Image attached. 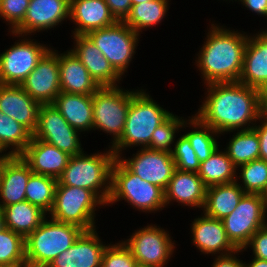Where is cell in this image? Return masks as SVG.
<instances>
[{
	"mask_svg": "<svg viewBox=\"0 0 267 267\" xmlns=\"http://www.w3.org/2000/svg\"><path fill=\"white\" fill-rule=\"evenodd\" d=\"M206 86L207 97L195 114L203 124L219 134L254 127L250 123L254 125L261 114L257 88L240 82L210 83Z\"/></svg>",
	"mask_w": 267,
	"mask_h": 267,
	"instance_id": "cell-1",
	"label": "cell"
},
{
	"mask_svg": "<svg viewBox=\"0 0 267 267\" xmlns=\"http://www.w3.org/2000/svg\"><path fill=\"white\" fill-rule=\"evenodd\" d=\"M211 26L196 61L204 83L238 82L248 35L214 24Z\"/></svg>",
	"mask_w": 267,
	"mask_h": 267,
	"instance_id": "cell-2",
	"label": "cell"
},
{
	"mask_svg": "<svg viewBox=\"0 0 267 267\" xmlns=\"http://www.w3.org/2000/svg\"><path fill=\"white\" fill-rule=\"evenodd\" d=\"M171 114L143 90L130 91V106L124 131L121 138L111 146L115 157L118 158L125 147L141 145L142 148H149L153 132Z\"/></svg>",
	"mask_w": 267,
	"mask_h": 267,
	"instance_id": "cell-3",
	"label": "cell"
},
{
	"mask_svg": "<svg viewBox=\"0 0 267 267\" xmlns=\"http://www.w3.org/2000/svg\"><path fill=\"white\" fill-rule=\"evenodd\" d=\"M115 159L111 148L103 154L86 155L83 151L70 156L57 184L89 189L107 205L111 193V168Z\"/></svg>",
	"mask_w": 267,
	"mask_h": 267,
	"instance_id": "cell-4",
	"label": "cell"
},
{
	"mask_svg": "<svg viewBox=\"0 0 267 267\" xmlns=\"http://www.w3.org/2000/svg\"><path fill=\"white\" fill-rule=\"evenodd\" d=\"M84 232L80 227L54 219L41 225L25 238V259L28 267H48L62 252L70 248Z\"/></svg>",
	"mask_w": 267,
	"mask_h": 267,
	"instance_id": "cell-5",
	"label": "cell"
},
{
	"mask_svg": "<svg viewBox=\"0 0 267 267\" xmlns=\"http://www.w3.org/2000/svg\"><path fill=\"white\" fill-rule=\"evenodd\" d=\"M120 199L143 212H154L166 206L164 191L160 187L142 180L116 158L111 168V193L107 204Z\"/></svg>",
	"mask_w": 267,
	"mask_h": 267,
	"instance_id": "cell-6",
	"label": "cell"
},
{
	"mask_svg": "<svg viewBox=\"0 0 267 267\" xmlns=\"http://www.w3.org/2000/svg\"><path fill=\"white\" fill-rule=\"evenodd\" d=\"M97 205L105 204L89 189L57 184L53 208L49 213L56 221L91 231L96 229L94 214Z\"/></svg>",
	"mask_w": 267,
	"mask_h": 267,
	"instance_id": "cell-7",
	"label": "cell"
},
{
	"mask_svg": "<svg viewBox=\"0 0 267 267\" xmlns=\"http://www.w3.org/2000/svg\"><path fill=\"white\" fill-rule=\"evenodd\" d=\"M267 198L262 194L245 193L237 207L221 221L228 239L237 249H244L253 234L267 225Z\"/></svg>",
	"mask_w": 267,
	"mask_h": 267,
	"instance_id": "cell-8",
	"label": "cell"
},
{
	"mask_svg": "<svg viewBox=\"0 0 267 267\" xmlns=\"http://www.w3.org/2000/svg\"><path fill=\"white\" fill-rule=\"evenodd\" d=\"M93 130L100 129L114 138L112 146L121 138L130 106V91L115 87H100L92 95Z\"/></svg>",
	"mask_w": 267,
	"mask_h": 267,
	"instance_id": "cell-9",
	"label": "cell"
},
{
	"mask_svg": "<svg viewBox=\"0 0 267 267\" xmlns=\"http://www.w3.org/2000/svg\"><path fill=\"white\" fill-rule=\"evenodd\" d=\"M139 35L123 21L87 34L120 76L127 71Z\"/></svg>",
	"mask_w": 267,
	"mask_h": 267,
	"instance_id": "cell-10",
	"label": "cell"
},
{
	"mask_svg": "<svg viewBox=\"0 0 267 267\" xmlns=\"http://www.w3.org/2000/svg\"><path fill=\"white\" fill-rule=\"evenodd\" d=\"M162 228L148 225L123 241L139 265L164 267L174 251V242Z\"/></svg>",
	"mask_w": 267,
	"mask_h": 267,
	"instance_id": "cell-11",
	"label": "cell"
},
{
	"mask_svg": "<svg viewBox=\"0 0 267 267\" xmlns=\"http://www.w3.org/2000/svg\"><path fill=\"white\" fill-rule=\"evenodd\" d=\"M78 132L68 124L53 104H46L40 106L37 126L32 138L45 141L74 156L83 152Z\"/></svg>",
	"mask_w": 267,
	"mask_h": 267,
	"instance_id": "cell-12",
	"label": "cell"
},
{
	"mask_svg": "<svg viewBox=\"0 0 267 267\" xmlns=\"http://www.w3.org/2000/svg\"><path fill=\"white\" fill-rule=\"evenodd\" d=\"M49 50L31 39L15 43L0 54V83L21 85Z\"/></svg>",
	"mask_w": 267,
	"mask_h": 267,
	"instance_id": "cell-13",
	"label": "cell"
},
{
	"mask_svg": "<svg viewBox=\"0 0 267 267\" xmlns=\"http://www.w3.org/2000/svg\"><path fill=\"white\" fill-rule=\"evenodd\" d=\"M21 87L41 105L53 104L61 92L58 53L49 50L34 70L21 83Z\"/></svg>",
	"mask_w": 267,
	"mask_h": 267,
	"instance_id": "cell-14",
	"label": "cell"
},
{
	"mask_svg": "<svg viewBox=\"0 0 267 267\" xmlns=\"http://www.w3.org/2000/svg\"><path fill=\"white\" fill-rule=\"evenodd\" d=\"M131 159H118L142 180L166 189L176 169L171 153L141 148Z\"/></svg>",
	"mask_w": 267,
	"mask_h": 267,
	"instance_id": "cell-15",
	"label": "cell"
},
{
	"mask_svg": "<svg viewBox=\"0 0 267 267\" xmlns=\"http://www.w3.org/2000/svg\"><path fill=\"white\" fill-rule=\"evenodd\" d=\"M69 9L70 0H30L23 21L11 32L20 37L54 28L69 17Z\"/></svg>",
	"mask_w": 267,
	"mask_h": 267,
	"instance_id": "cell-16",
	"label": "cell"
},
{
	"mask_svg": "<svg viewBox=\"0 0 267 267\" xmlns=\"http://www.w3.org/2000/svg\"><path fill=\"white\" fill-rule=\"evenodd\" d=\"M40 106L21 85L0 83V111L21 123L32 134L37 126Z\"/></svg>",
	"mask_w": 267,
	"mask_h": 267,
	"instance_id": "cell-17",
	"label": "cell"
},
{
	"mask_svg": "<svg viewBox=\"0 0 267 267\" xmlns=\"http://www.w3.org/2000/svg\"><path fill=\"white\" fill-rule=\"evenodd\" d=\"M94 230L84 231L74 244L59 254L48 267H101L106 246Z\"/></svg>",
	"mask_w": 267,
	"mask_h": 267,
	"instance_id": "cell-18",
	"label": "cell"
},
{
	"mask_svg": "<svg viewBox=\"0 0 267 267\" xmlns=\"http://www.w3.org/2000/svg\"><path fill=\"white\" fill-rule=\"evenodd\" d=\"M192 241L205 254L227 255L241 252L228 239L221 220L203 215L192 222ZM220 251H222L220 253ZM224 251V252H223ZM217 252V253H216Z\"/></svg>",
	"mask_w": 267,
	"mask_h": 267,
	"instance_id": "cell-19",
	"label": "cell"
},
{
	"mask_svg": "<svg viewBox=\"0 0 267 267\" xmlns=\"http://www.w3.org/2000/svg\"><path fill=\"white\" fill-rule=\"evenodd\" d=\"M73 38L76 46L71 51L86 67L96 83L100 87L118 86L116 83L122 77L114 70L94 42L87 35H75Z\"/></svg>",
	"mask_w": 267,
	"mask_h": 267,
	"instance_id": "cell-20",
	"label": "cell"
},
{
	"mask_svg": "<svg viewBox=\"0 0 267 267\" xmlns=\"http://www.w3.org/2000/svg\"><path fill=\"white\" fill-rule=\"evenodd\" d=\"M35 174L58 179L67 166L70 155L45 141L32 138L20 155Z\"/></svg>",
	"mask_w": 267,
	"mask_h": 267,
	"instance_id": "cell-21",
	"label": "cell"
},
{
	"mask_svg": "<svg viewBox=\"0 0 267 267\" xmlns=\"http://www.w3.org/2000/svg\"><path fill=\"white\" fill-rule=\"evenodd\" d=\"M69 18L77 28L73 34L89 32L115 24L118 20L111 13L105 0H70Z\"/></svg>",
	"mask_w": 267,
	"mask_h": 267,
	"instance_id": "cell-22",
	"label": "cell"
},
{
	"mask_svg": "<svg viewBox=\"0 0 267 267\" xmlns=\"http://www.w3.org/2000/svg\"><path fill=\"white\" fill-rule=\"evenodd\" d=\"M206 189L198 173L175 169L164 190L165 205L175 200L185 206L203 208Z\"/></svg>",
	"mask_w": 267,
	"mask_h": 267,
	"instance_id": "cell-23",
	"label": "cell"
},
{
	"mask_svg": "<svg viewBox=\"0 0 267 267\" xmlns=\"http://www.w3.org/2000/svg\"><path fill=\"white\" fill-rule=\"evenodd\" d=\"M58 63L61 92L93 95L100 88L71 50L58 54Z\"/></svg>",
	"mask_w": 267,
	"mask_h": 267,
	"instance_id": "cell-24",
	"label": "cell"
},
{
	"mask_svg": "<svg viewBox=\"0 0 267 267\" xmlns=\"http://www.w3.org/2000/svg\"><path fill=\"white\" fill-rule=\"evenodd\" d=\"M267 81V34L248 37L240 83L259 88Z\"/></svg>",
	"mask_w": 267,
	"mask_h": 267,
	"instance_id": "cell-25",
	"label": "cell"
},
{
	"mask_svg": "<svg viewBox=\"0 0 267 267\" xmlns=\"http://www.w3.org/2000/svg\"><path fill=\"white\" fill-rule=\"evenodd\" d=\"M32 173L30 166L21 156H12L6 162L0 180L1 208L26 200V185Z\"/></svg>",
	"mask_w": 267,
	"mask_h": 267,
	"instance_id": "cell-26",
	"label": "cell"
},
{
	"mask_svg": "<svg viewBox=\"0 0 267 267\" xmlns=\"http://www.w3.org/2000/svg\"><path fill=\"white\" fill-rule=\"evenodd\" d=\"M53 105L75 130L82 132L93 128L92 95L60 92Z\"/></svg>",
	"mask_w": 267,
	"mask_h": 267,
	"instance_id": "cell-27",
	"label": "cell"
},
{
	"mask_svg": "<svg viewBox=\"0 0 267 267\" xmlns=\"http://www.w3.org/2000/svg\"><path fill=\"white\" fill-rule=\"evenodd\" d=\"M241 186L236 181L207 187L203 213L219 220L228 216L245 194Z\"/></svg>",
	"mask_w": 267,
	"mask_h": 267,
	"instance_id": "cell-28",
	"label": "cell"
},
{
	"mask_svg": "<svg viewBox=\"0 0 267 267\" xmlns=\"http://www.w3.org/2000/svg\"><path fill=\"white\" fill-rule=\"evenodd\" d=\"M2 209L5 227L24 238L38 228L47 215L40 207L26 200Z\"/></svg>",
	"mask_w": 267,
	"mask_h": 267,
	"instance_id": "cell-29",
	"label": "cell"
},
{
	"mask_svg": "<svg viewBox=\"0 0 267 267\" xmlns=\"http://www.w3.org/2000/svg\"><path fill=\"white\" fill-rule=\"evenodd\" d=\"M236 170L237 167L233 164L227 152L219 151L217 147L207 160L201 162L198 175L204 185L210 187L236 182Z\"/></svg>",
	"mask_w": 267,
	"mask_h": 267,
	"instance_id": "cell-30",
	"label": "cell"
},
{
	"mask_svg": "<svg viewBox=\"0 0 267 267\" xmlns=\"http://www.w3.org/2000/svg\"><path fill=\"white\" fill-rule=\"evenodd\" d=\"M237 131L239 132L233 135L225 151L238 168L242 164L260 159V141L254 128Z\"/></svg>",
	"mask_w": 267,
	"mask_h": 267,
	"instance_id": "cell-31",
	"label": "cell"
},
{
	"mask_svg": "<svg viewBox=\"0 0 267 267\" xmlns=\"http://www.w3.org/2000/svg\"><path fill=\"white\" fill-rule=\"evenodd\" d=\"M168 2L169 0H152L133 5L123 22L139 34L142 28L156 26L161 22L168 11Z\"/></svg>",
	"mask_w": 267,
	"mask_h": 267,
	"instance_id": "cell-32",
	"label": "cell"
},
{
	"mask_svg": "<svg viewBox=\"0 0 267 267\" xmlns=\"http://www.w3.org/2000/svg\"><path fill=\"white\" fill-rule=\"evenodd\" d=\"M31 139L32 133L25 126L0 111V146L3 150L11 146L13 150L9 153L20 156Z\"/></svg>",
	"mask_w": 267,
	"mask_h": 267,
	"instance_id": "cell-33",
	"label": "cell"
},
{
	"mask_svg": "<svg viewBox=\"0 0 267 267\" xmlns=\"http://www.w3.org/2000/svg\"><path fill=\"white\" fill-rule=\"evenodd\" d=\"M57 179L32 173L28 179L25 198L29 203L50 212L53 208Z\"/></svg>",
	"mask_w": 267,
	"mask_h": 267,
	"instance_id": "cell-34",
	"label": "cell"
},
{
	"mask_svg": "<svg viewBox=\"0 0 267 267\" xmlns=\"http://www.w3.org/2000/svg\"><path fill=\"white\" fill-rule=\"evenodd\" d=\"M188 121L190 126L193 125L192 127L195 129L186 133L185 136L190 141L191 147L195 151L199 161L203 162L207 160L219 146L217 140L214 138V135H217L218 132L210 126L203 124L196 116Z\"/></svg>",
	"mask_w": 267,
	"mask_h": 267,
	"instance_id": "cell-35",
	"label": "cell"
},
{
	"mask_svg": "<svg viewBox=\"0 0 267 267\" xmlns=\"http://www.w3.org/2000/svg\"><path fill=\"white\" fill-rule=\"evenodd\" d=\"M0 264L26 265L25 238L6 227L0 230Z\"/></svg>",
	"mask_w": 267,
	"mask_h": 267,
	"instance_id": "cell-36",
	"label": "cell"
},
{
	"mask_svg": "<svg viewBox=\"0 0 267 267\" xmlns=\"http://www.w3.org/2000/svg\"><path fill=\"white\" fill-rule=\"evenodd\" d=\"M239 178H242L245 193L267 195V162L262 159L242 164Z\"/></svg>",
	"mask_w": 267,
	"mask_h": 267,
	"instance_id": "cell-37",
	"label": "cell"
},
{
	"mask_svg": "<svg viewBox=\"0 0 267 267\" xmlns=\"http://www.w3.org/2000/svg\"><path fill=\"white\" fill-rule=\"evenodd\" d=\"M171 114L161 125H159L152 134L149 143L150 150L171 153V144L174 142L175 133L178 129L185 127L187 121ZM177 130V131H176Z\"/></svg>",
	"mask_w": 267,
	"mask_h": 267,
	"instance_id": "cell-38",
	"label": "cell"
},
{
	"mask_svg": "<svg viewBox=\"0 0 267 267\" xmlns=\"http://www.w3.org/2000/svg\"><path fill=\"white\" fill-rule=\"evenodd\" d=\"M174 146L171 155L175 162L176 169L198 173L201 162L191 147L188 138L182 135L178 138Z\"/></svg>",
	"mask_w": 267,
	"mask_h": 267,
	"instance_id": "cell-39",
	"label": "cell"
},
{
	"mask_svg": "<svg viewBox=\"0 0 267 267\" xmlns=\"http://www.w3.org/2000/svg\"><path fill=\"white\" fill-rule=\"evenodd\" d=\"M136 264L131 251L122 241L116 245L106 246L101 267H134Z\"/></svg>",
	"mask_w": 267,
	"mask_h": 267,
	"instance_id": "cell-40",
	"label": "cell"
},
{
	"mask_svg": "<svg viewBox=\"0 0 267 267\" xmlns=\"http://www.w3.org/2000/svg\"><path fill=\"white\" fill-rule=\"evenodd\" d=\"M30 0H0V17L11 24L12 31L23 21Z\"/></svg>",
	"mask_w": 267,
	"mask_h": 267,
	"instance_id": "cell-41",
	"label": "cell"
},
{
	"mask_svg": "<svg viewBox=\"0 0 267 267\" xmlns=\"http://www.w3.org/2000/svg\"><path fill=\"white\" fill-rule=\"evenodd\" d=\"M248 246L252 247L255 258L267 260V225L253 234L244 250Z\"/></svg>",
	"mask_w": 267,
	"mask_h": 267,
	"instance_id": "cell-42",
	"label": "cell"
},
{
	"mask_svg": "<svg viewBox=\"0 0 267 267\" xmlns=\"http://www.w3.org/2000/svg\"><path fill=\"white\" fill-rule=\"evenodd\" d=\"M105 2L118 21H123L132 7L131 0H105Z\"/></svg>",
	"mask_w": 267,
	"mask_h": 267,
	"instance_id": "cell-43",
	"label": "cell"
},
{
	"mask_svg": "<svg viewBox=\"0 0 267 267\" xmlns=\"http://www.w3.org/2000/svg\"><path fill=\"white\" fill-rule=\"evenodd\" d=\"M258 120L261 121L260 125H255L253 128L260 141V159L267 162V114L261 113Z\"/></svg>",
	"mask_w": 267,
	"mask_h": 267,
	"instance_id": "cell-44",
	"label": "cell"
},
{
	"mask_svg": "<svg viewBox=\"0 0 267 267\" xmlns=\"http://www.w3.org/2000/svg\"><path fill=\"white\" fill-rule=\"evenodd\" d=\"M212 267H244V263L230 253L217 256Z\"/></svg>",
	"mask_w": 267,
	"mask_h": 267,
	"instance_id": "cell-45",
	"label": "cell"
},
{
	"mask_svg": "<svg viewBox=\"0 0 267 267\" xmlns=\"http://www.w3.org/2000/svg\"><path fill=\"white\" fill-rule=\"evenodd\" d=\"M252 12L267 17V0H239Z\"/></svg>",
	"mask_w": 267,
	"mask_h": 267,
	"instance_id": "cell-46",
	"label": "cell"
},
{
	"mask_svg": "<svg viewBox=\"0 0 267 267\" xmlns=\"http://www.w3.org/2000/svg\"><path fill=\"white\" fill-rule=\"evenodd\" d=\"M258 97L261 113L267 114V81L258 88Z\"/></svg>",
	"mask_w": 267,
	"mask_h": 267,
	"instance_id": "cell-47",
	"label": "cell"
},
{
	"mask_svg": "<svg viewBox=\"0 0 267 267\" xmlns=\"http://www.w3.org/2000/svg\"><path fill=\"white\" fill-rule=\"evenodd\" d=\"M253 258L249 264L244 263V267H267V260Z\"/></svg>",
	"mask_w": 267,
	"mask_h": 267,
	"instance_id": "cell-48",
	"label": "cell"
},
{
	"mask_svg": "<svg viewBox=\"0 0 267 267\" xmlns=\"http://www.w3.org/2000/svg\"><path fill=\"white\" fill-rule=\"evenodd\" d=\"M11 157H0V180H1V174H2V170L4 165L6 164V162L10 159Z\"/></svg>",
	"mask_w": 267,
	"mask_h": 267,
	"instance_id": "cell-49",
	"label": "cell"
},
{
	"mask_svg": "<svg viewBox=\"0 0 267 267\" xmlns=\"http://www.w3.org/2000/svg\"><path fill=\"white\" fill-rule=\"evenodd\" d=\"M4 227L5 225H4L3 209L0 207V230H2Z\"/></svg>",
	"mask_w": 267,
	"mask_h": 267,
	"instance_id": "cell-50",
	"label": "cell"
},
{
	"mask_svg": "<svg viewBox=\"0 0 267 267\" xmlns=\"http://www.w3.org/2000/svg\"><path fill=\"white\" fill-rule=\"evenodd\" d=\"M149 1H152V0H131V3H132V6H133V5H136V4H140V3H143V2H149Z\"/></svg>",
	"mask_w": 267,
	"mask_h": 267,
	"instance_id": "cell-51",
	"label": "cell"
},
{
	"mask_svg": "<svg viewBox=\"0 0 267 267\" xmlns=\"http://www.w3.org/2000/svg\"><path fill=\"white\" fill-rule=\"evenodd\" d=\"M0 267H28L27 265H5L0 264Z\"/></svg>",
	"mask_w": 267,
	"mask_h": 267,
	"instance_id": "cell-52",
	"label": "cell"
},
{
	"mask_svg": "<svg viewBox=\"0 0 267 267\" xmlns=\"http://www.w3.org/2000/svg\"><path fill=\"white\" fill-rule=\"evenodd\" d=\"M3 148L0 146V154L3 152ZM0 157H12V155L8 152L7 154L5 153L4 155H0Z\"/></svg>",
	"mask_w": 267,
	"mask_h": 267,
	"instance_id": "cell-53",
	"label": "cell"
},
{
	"mask_svg": "<svg viewBox=\"0 0 267 267\" xmlns=\"http://www.w3.org/2000/svg\"><path fill=\"white\" fill-rule=\"evenodd\" d=\"M134 267H149V266H143V265L136 264Z\"/></svg>",
	"mask_w": 267,
	"mask_h": 267,
	"instance_id": "cell-54",
	"label": "cell"
}]
</instances>
